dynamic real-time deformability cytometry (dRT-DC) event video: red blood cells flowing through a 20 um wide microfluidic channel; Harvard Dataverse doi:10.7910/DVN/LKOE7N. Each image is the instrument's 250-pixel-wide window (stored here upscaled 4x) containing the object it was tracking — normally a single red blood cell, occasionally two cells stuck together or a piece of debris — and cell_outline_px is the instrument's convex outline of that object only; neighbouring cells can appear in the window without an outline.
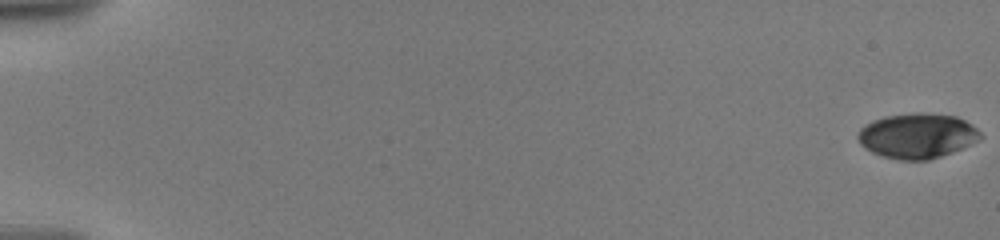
{"species": "human", "species_latin": "Homo sapiens", "temperature_condition": "warm", "stored_images_in_passage": 27, "camera_frame_rate_fps": 3000, "um_per_image_px": 0.085, "donor": {"sex": "male"}, "frame": {"image": 1, "passage_image": 1, "time_ms": 0.0, "image_size_px": [1000, 240], "cell_outline_px": [[984, 136], [980, 140], [952, 152], [928, 160], [896, 160], [872, 152], [864, 148], [860, 144], [856, 136], [860, 128], [872, 120], [884, 116], [920, 112], [956, 116], [964, 120], [976, 128]], "centroid_in_image_um": [77.95, 11.54], "position_along_channel_um": 7.1, "area_um2": 32.25}}
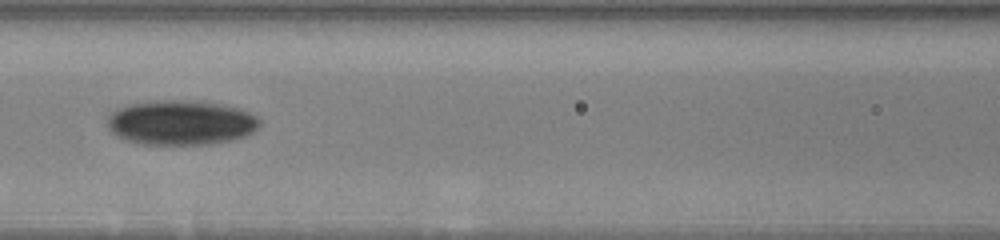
{"frame": {"image": 2, "passage_image": 22, "time_ms": 9.333, "image_size_px": [1000, 240], "cell_outline_px": [[260, 124], [252, 132], [244, 136], [228, 140], [208, 144], [144, 144], [128, 140], [116, 136], [108, 128], [108, 116], [116, 108], [128, 104], [152, 100], [200, 100], [224, 104], [248, 112], [256, 116], [260, 120]], "centroid_in_image_um": [15.35, 10.39], "position_along_channel_um": 151.3, "area_um2": 39.77}}
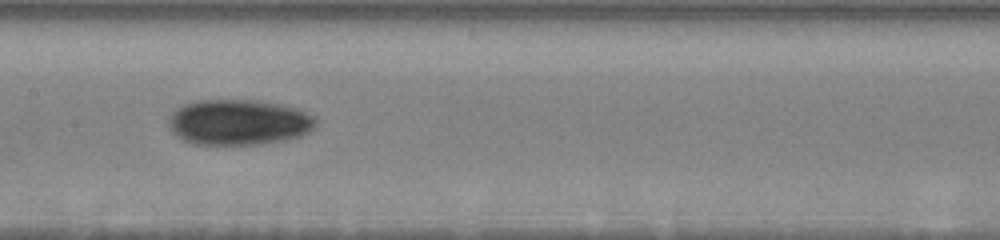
{"frame": {"image": 3, "passage_image": 26, "time_ms": 10.333, "image_size_px": [1000, 240], "cell_outline_px": [[316, 124], [308, 132], [300, 136], [284, 140], [256, 144], [196, 144], [184, 140], [176, 136], [168, 128], [168, 120], [172, 112], [176, 108], [184, 104], [200, 100], [260, 100], [280, 104], [296, 108], [316, 116]], "centroid_in_image_um": [20.27, 10.38], "position_along_channel_um": 187.1, "area_um2": 39.19}}